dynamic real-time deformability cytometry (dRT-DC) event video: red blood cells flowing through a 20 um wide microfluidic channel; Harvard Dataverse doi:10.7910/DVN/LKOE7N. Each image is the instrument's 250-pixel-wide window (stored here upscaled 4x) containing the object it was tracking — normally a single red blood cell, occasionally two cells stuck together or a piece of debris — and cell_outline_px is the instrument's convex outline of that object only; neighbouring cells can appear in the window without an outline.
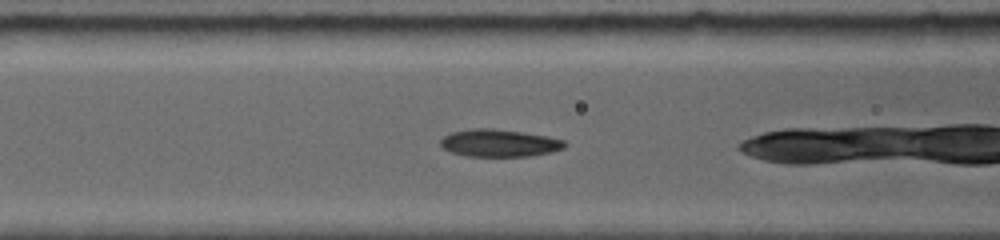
{"species": "common noctule bat (a hibernating species)", "species_latin": "Nyctalus noctula", "temperature_condition": "room temperature", "stored_images_in_passage": 12, "camera_frame_rate_fps": 5000, "um_per_image_px": 0.085, "animal": {"sex": "female", "body_mass_g": 19.0, "forearm_length_mm": 56.7}, "frame": {"image": 1, "passage_image": 4, "time_ms": 1.4, "image_size_px": [1000, 240], "cell_outline_px": [[568, 144], [564, 148], [552, 152], [528, 156], [464, 156], [452, 152], [444, 148], [440, 144], [440, 140], [444, 136], [452, 132], [472, 128], [492, 128], [524, 132], [548, 136], [564, 140]], "centroid_in_image_um": [42.46, 12.15], "position_along_channel_um": 124.1, "area_um2": 19.94}}
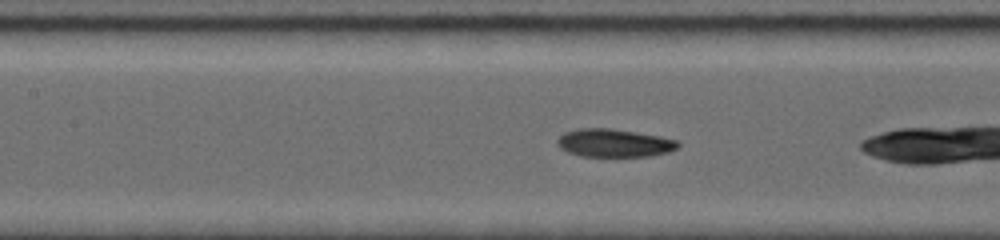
{"frame": {"image": 2, "passage_image": 6, "time_ms": 2.2, "image_size_px": [1000, 240], "cell_outline_px": [[680, 144], [676, 148], [668, 152], [652, 156], [580, 156], [568, 152], [560, 148], [556, 144], [556, 140], [564, 132], [576, 128], [612, 128], [660, 136], [680, 140]], "centroid_in_image_um": [52.19, 12.14], "position_along_channel_um": 155.2, "area_um2": 19.94}}
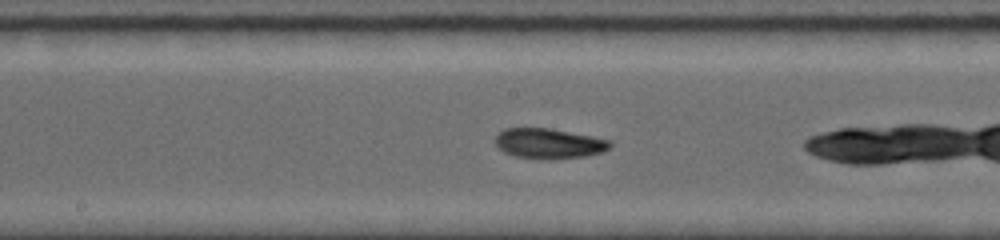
{"frame": {"image": 3, "passage_image": 9, "time_ms": 3.4, "image_size_px": [1000, 240], "cell_outline_px": [[612, 144], [604, 152], [584, 156], [552, 160], [548, 160], [516, 156], [504, 152], [492, 140], [504, 128], [552, 128], [612, 140]], "centroid_in_image_um": [46.67, 12.19], "position_along_channel_um": 201.5, "area_um2": 20.4}}